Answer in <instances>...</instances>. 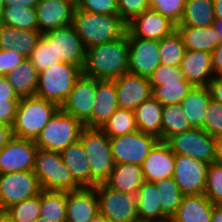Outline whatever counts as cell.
I'll return each instance as SVG.
<instances>
[{"label": "cell", "mask_w": 222, "mask_h": 222, "mask_svg": "<svg viewBox=\"0 0 222 222\" xmlns=\"http://www.w3.org/2000/svg\"><path fill=\"white\" fill-rule=\"evenodd\" d=\"M128 29L119 39L86 49L82 73L99 80H113L128 72Z\"/></svg>", "instance_id": "6da1fadb"}, {"label": "cell", "mask_w": 222, "mask_h": 222, "mask_svg": "<svg viewBox=\"0 0 222 222\" xmlns=\"http://www.w3.org/2000/svg\"><path fill=\"white\" fill-rule=\"evenodd\" d=\"M72 25L86 49L119 39L127 30L119 15L96 14L76 7Z\"/></svg>", "instance_id": "7a4b0ae2"}, {"label": "cell", "mask_w": 222, "mask_h": 222, "mask_svg": "<svg viewBox=\"0 0 222 222\" xmlns=\"http://www.w3.org/2000/svg\"><path fill=\"white\" fill-rule=\"evenodd\" d=\"M59 109L57 104L36 95L20 98L11 127L12 135L35 141L41 130Z\"/></svg>", "instance_id": "3957f363"}, {"label": "cell", "mask_w": 222, "mask_h": 222, "mask_svg": "<svg viewBox=\"0 0 222 222\" xmlns=\"http://www.w3.org/2000/svg\"><path fill=\"white\" fill-rule=\"evenodd\" d=\"M79 140L83 144L91 170V188L104 183L110 176L115 162L110 138L101 128L84 127Z\"/></svg>", "instance_id": "277c9868"}, {"label": "cell", "mask_w": 222, "mask_h": 222, "mask_svg": "<svg viewBox=\"0 0 222 222\" xmlns=\"http://www.w3.org/2000/svg\"><path fill=\"white\" fill-rule=\"evenodd\" d=\"M81 74L82 69L78 65L56 62L39 72L35 95L60 107Z\"/></svg>", "instance_id": "5b68a950"}, {"label": "cell", "mask_w": 222, "mask_h": 222, "mask_svg": "<svg viewBox=\"0 0 222 222\" xmlns=\"http://www.w3.org/2000/svg\"><path fill=\"white\" fill-rule=\"evenodd\" d=\"M33 171L42 190L70 192L81 189L63 163L60 152L38 148Z\"/></svg>", "instance_id": "8992f818"}, {"label": "cell", "mask_w": 222, "mask_h": 222, "mask_svg": "<svg viewBox=\"0 0 222 222\" xmlns=\"http://www.w3.org/2000/svg\"><path fill=\"white\" fill-rule=\"evenodd\" d=\"M84 127L75 117L59 109L41 130L35 144L41 149L62 152L79 140Z\"/></svg>", "instance_id": "52a82bcc"}, {"label": "cell", "mask_w": 222, "mask_h": 222, "mask_svg": "<svg viewBox=\"0 0 222 222\" xmlns=\"http://www.w3.org/2000/svg\"><path fill=\"white\" fill-rule=\"evenodd\" d=\"M94 188L98 198L99 213L110 222H139L137 195L114 190L105 183H99Z\"/></svg>", "instance_id": "ba28073f"}, {"label": "cell", "mask_w": 222, "mask_h": 222, "mask_svg": "<svg viewBox=\"0 0 222 222\" xmlns=\"http://www.w3.org/2000/svg\"><path fill=\"white\" fill-rule=\"evenodd\" d=\"M165 142L175 155H187L208 164L215 162L214 137L203 128L193 127L176 133Z\"/></svg>", "instance_id": "9c48e42d"}, {"label": "cell", "mask_w": 222, "mask_h": 222, "mask_svg": "<svg viewBox=\"0 0 222 222\" xmlns=\"http://www.w3.org/2000/svg\"><path fill=\"white\" fill-rule=\"evenodd\" d=\"M42 188L34 171L0 174V210L40 194Z\"/></svg>", "instance_id": "30bf717a"}, {"label": "cell", "mask_w": 222, "mask_h": 222, "mask_svg": "<svg viewBox=\"0 0 222 222\" xmlns=\"http://www.w3.org/2000/svg\"><path fill=\"white\" fill-rule=\"evenodd\" d=\"M97 79L81 74L75 81L60 109L79 120L85 127L92 128V109L96 95Z\"/></svg>", "instance_id": "8fae6325"}, {"label": "cell", "mask_w": 222, "mask_h": 222, "mask_svg": "<svg viewBox=\"0 0 222 222\" xmlns=\"http://www.w3.org/2000/svg\"><path fill=\"white\" fill-rule=\"evenodd\" d=\"M159 141L155 136L140 130L116 138H110L111 152L115 164L133 163L142 165L150 150Z\"/></svg>", "instance_id": "7c38bea8"}, {"label": "cell", "mask_w": 222, "mask_h": 222, "mask_svg": "<svg viewBox=\"0 0 222 222\" xmlns=\"http://www.w3.org/2000/svg\"><path fill=\"white\" fill-rule=\"evenodd\" d=\"M42 35L53 44L57 62L71 63L83 69L86 48L72 24Z\"/></svg>", "instance_id": "4fadbf2b"}, {"label": "cell", "mask_w": 222, "mask_h": 222, "mask_svg": "<svg viewBox=\"0 0 222 222\" xmlns=\"http://www.w3.org/2000/svg\"><path fill=\"white\" fill-rule=\"evenodd\" d=\"M128 72L150 78L160 66L158 41L135 37L128 30Z\"/></svg>", "instance_id": "5bb4252c"}, {"label": "cell", "mask_w": 222, "mask_h": 222, "mask_svg": "<svg viewBox=\"0 0 222 222\" xmlns=\"http://www.w3.org/2000/svg\"><path fill=\"white\" fill-rule=\"evenodd\" d=\"M37 149L34 140L13 136L0 150V174L34 170Z\"/></svg>", "instance_id": "9a60e30c"}, {"label": "cell", "mask_w": 222, "mask_h": 222, "mask_svg": "<svg viewBox=\"0 0 222 222\" xmlns=\"http://www.w3.org/2000/svg\"><path fill=\"white\" fill-rule=\"evenodd\" d=\"M208 163L175 155L173 179L184 195L204 194Z\"/></svg>", "instance_id": "2e32d148"}, {"label": "cell", "mask_w": 222, "mask_h": 222, "mask_svg": "<svg viewBox=\"0 0 222 222\" xmlns=\"http://www.w3.org/2000/svg\"><path fill=\"white\" fill-rule=\"evenodd\" d=\"M113 80L119 108L133 111L152 96L149 78L127 72Z\"/></svg>", "instance_id": "e0dca14e"}, {"label": "cell", "mask_w": 222, "mask_h": 222, "mask_svg": "<svg viewBox=\"0 0 222 222\" xmlns=\"http://www.w3.org/2000/svg\"><path fill=\"white\" fill-rule=\"evenodd\" d=\"M76 4L71 0H39L35 9L41 34L72 24Z\"/></svg>", "instance_id": "ac0fdd59"}, {"label": "cell", "mask_w": 222, "mask_h": 222, "mask_svg": "<svg viewBox=\"0 0 222 222\" xmlns=\"http://www.w3.org/2000/svg\"><path fill=\"white\" fill-rule=\"evenodd\" d=\"M127 29L135 37L159 41L176 30V25L149 8L128 23Z\"/></svg>", "instance_id": "d6986e66"}, {"label": "cell", "mask_w": 222, "mask_h": 222, "mask_svg": "<svg viewBox=\"0 0 222 222\" xmlns=\"http://www.w3.org/2000/svg\"><path fill=\"white\" fill-rule=\"evenodd\" d=\"M180 68L193 87H208L214 77L212 56L206 51L186 49Z\"/></svg>", "instance_id": "ffe728a7"}, {"label": "cell", "mask_w": 222, "mask_h": 222, "mask_svg": "<svg viewBox=\"0 0 222 222\" xmlns=\"http://www.w3.org/2000/svg\"><path fill=\"white\" fill-rule=\"evenodd\" d=\"M175 154L165 141H158L150 150L141 167L145 181L156 182L173 177Z\"/></svg>", "instance_id": "44dd1931"}, {"label": "cell", "mask_w": 222, "mask_h": 222, "mask_svg": "<svg viewBox=\"0 0 222 222\" xmlns=\"http://www.w3.org/2000/svg\"><path fill=\"white\" fill-rule=\"evenodd\" d=\"M99 213L95 188L66 192V222H89Z\"/></svg>", "instance_id": "7402d4cb"}, {"label": "cell", "mask_w": 222, "mask_h": 222, "mask_svg": "<svg viewBox=\"0 0 222 222\" xmlns=\"http://www.w3.org/2000/svg\"><path fill=\"white\" fill-rule=\"evenodd\" d=\"M118 108L114 80L97 79L96 95L92 109V128H101Z\"/></svg>", "instance_id": "603a6c76"}, {"label": "cell", "mask_w": 222, "mask_h": 222, "mask_svg": "<svg viewBox=\"0 0 222 222\" xmlns=\"http://www.w3.org/2000/svg\"><path fill=\"white\" fill-rule=\"evenodd\" d=\"M213 207L214 204L205 194L184 195L171 220L174 222H211Z\"/></svg>", "instance_id": "cb8c5ba5"}, {"label": "cell", "mask_w": 222, "mask_h": 222, "mask_svg": "<svg viewBox=\"0 0 222 222\" xmlns=\"http://www.w3.org/2000/svg\"><path fill=\"white\" fill-rule=\"evenodd\" d=\"M63 163L81 188H91V170L80 140L60 152Z\"/></svg>", "instance_id": "d4e9b609"}, {"label": "cell", "mask_w": 222, "mask_h": 222, "mask_svg": "<svg viewBox=\"0 0 222 222\" xmlns=\"http://www.w3.org/2000/svg\"><path fill=\"white\" fill-rule=\"evenodd\" d=\"M144 181L141 165L120 163L115 164L109 178L104 183L114 190L137 195L138 189Z\"/></svg>", "instance_id": "484cf974"}, {"label": "cell", "mask_w": 222, "mask_h": 222, "mask_svg": "<svg viewBox=\"0 0 222 222\" xmlns=\"http://www.w3.org/2000/svg\"><path fill=\"white\" fill-rule=\"evenodd\" d=\"M41 35L39 31L21 30L0 24V49H11L28 58Z\"/></svg>", "instance_id": "4316f807"}, {"label": "cell", "mask_w": 222, "mask_h": 222, "mask_svg": "<svg viewBox=\"0 0 222 222\" xmlns=\"http://www.w3.org/2000/svg\"><path fill=\"white\" fill-rule=\"evenodd\" d=\"M139 222H164L169 219L161 209L159 190L154 182L144 181L138 189Z\"/></svg>", "instance_id": "83f0119b"}, {"label": "cell", "mask_w": 222, "mask_h": 222, "mask_svg": "<svg viewBox=\"0 0 222 222\" xmlns=\"http://www.w3.org/2000/svg\"><path fill=\"white\" fill-rule=\"evenodd\" d=\"M163 105L152 95L138 106L134 112L138 130L153 135L161 141Z\"/></svg>", "instance_id": "f1b7e54d"}, {"label": "cell", "mask_w": 222, "mask_h": 222, "mask_svg": "<svg viewBox=\"0 0 222 222\" xmlns=\"http://www.w3.org/2000/svg\"><path fill=\"white\" fill-rule=\"evenodd\" d=\"M176 29L182 36L185 48L189 50L212 53L221 42L214 25L206 27L177 25Z\"/></svg>", "instance_id": "f546056e"}, {"label": "cell", "mask_w": 222, "mask_h": 222, "mask_svg": "<svg viewBox=\"0 0 222 222\" xmlns=\"http://www.w3.org/2000/svg\"><path fill=\"white\" fill-rule=\"evenodd\" d=\"M211 94L208 87H192L181 102L183 113L192 127L203 128Z\"/></svg>", "instance_id": "4dcf8cb0"}, {"label": "cell", "mask_w": 222, "mask_h": 222, "mask_svg": "<svg viewBox=\"0 0 222 222\" xmlns=\"http://www.w3.org/2000/svg\"><path fill=\"white\" fill-rule=\"evenodd\" d=\"M6 77L19 98L35 95L39 72L27 58Z\"/></svg>", "instance_id": "1f68e13d"}, {"label": "cell", "mask_w": 222, "mask_h": 222, "mask_svg": "<svg viewBox=\"0 0 222 222\" xmlns=\"http://www.w3.org/2000/svg\"><path fill=\"white\" fill-rule=\"evenodd\" d=\"M213 0H186L184 14L178 25L206 27L215 22Z\"/></svg>", "instance_id": "d6a6232c"}, {"label": "cell", "mask_w": 222, "mask_h": 222, "mask_svg": "<svg viewBox=\"0 0 222 222\" xmlns=\"http://www.w3.org/2000/svg\"><path fill=\"white\" fill-rule=\"evenodd\" d=\"M0 24L21 30L38 31V19L35 8L4 7Z\"/></svg>", "instance_id": "836d02e7"}, {"label": "cell", "mask_w": 222, "mask_h": 222, "mask_svg": "<svg viewBox=\"0 0 222 222\" xmlns=\"http://www.w3.org/2000/svg\"><path fill=\"white\" fill-rule=\"evenodd\" d=\"M193 128L183 113L180 104L164 105L162 107L161 141H166L176 133Z\"/></svg>", "instance_id": "e575fe53"}, {"label": "cell", "mask_w": 222, "mask_h": 222, "mask_svg": "<svg viewBox=\"0 0 222 222\" xmlns=\"http://www.w3.org/2000/svg\"><path fill=\"white\" fill-rule=\"evenodd\" d=\"M40 217L50 222H66V192L42 190Z\"/></svg>", "instance_id": "d590c367"}, {"label": "cell", "mask_w": 222, "mask_h": 222, "mask_svg": "<svg viewBox=\"0 0 222 222\" xmlns=\"http://www.w3.org/2000/svg\"><path fill=\"white\" fill-rule=\"evenodd\" d=\"M158 45L161 64L180 67L186 48L177 29L159 40Z\"/></svg>", "instance_id": "8d00e7d4"}, {"label": "cell", "mask_w": 222, "mask_h": 222, "mask_svg": "<svg viewBox=\"0 0 222 222\" xmlns=\"http://www.w3.org/2000/svg\"><path fill=\"white\" fill-rule=\"evenodd\" d=\"M154 183L159 190L162 212L171 219L178 210L184 194L180 191L173 177H167Z\"/></svg>", "instance_id": "74e56055"}, {"label": "cell", "mask_w": 222, "mask_h": 222, "mask_svg": "<svg viewBox=\"0 0 222 222\" xmlns=\"http://www.w3.org/2000/svg\"><path fill=\"white\" fill-rule=\"evenodd\" d=\"M101 129L109 138H116L137 131L134 112L129 109L118 108Z\"/></svg>", "instance_id": "f35d334b"}, {"label": "cell", "mask_w": 222, "mask_h": 222, "mask_svg": "<svg viewBox=\"0 0 222 222\" xmlns=\"http://www.w3.org/2000/svg\"><path fill=\"white\" fill-rule=\"evenodd\" d=\"M20 98L6 76H0V123L13 125Z\"/></svg>", "instance_id": "ab89813d"}, {"label": "cell", "mask_w": 222, "mask_h": 222, "mask_svg": "<svg viewBox=\"0 0 222 222\" xmlns=\"http://www.w3.org/2000/svg\"><path fill=\"white\" fill-rule=\"evenodd\" d=\"M41 192L37 196L23 200L4 212L12 222H33L40 217Z\"/></svg>", "instance_id": "60d3db41"}, {"label": "cell", "mask_w": 222, "mask_h": 222, "mask_svg": "<svg viewBox=\"0 0 222 222\" xmlns=\"http://www.w3.org/2000/svg\"><path fill=\"white\" fill-rule=\"evenodd\" d=\"M193 86L185 79L181 82L165 83L162 86H155L152 95L164 106L181 104L184 97Z\"/></svg>", "instance_id": "b9f144b4"}, {"label": "cell", "mask_w": 222, "mask_h": 222, "mask_svg": "<svg viewBox=\"0 0 222 222\" xmlns=\"http://www.w3.org/2000/svg\"><path fill=\"white\" fill-rule=\"evenodd\" d=\"M27 59L32 63L38 72L47 69L57 62L55 60L53 44H50L43 35H41L37 41L36 47L33 49Z\"/></svg>", "instance_id": "7bdbcfd3"}, {"label": "cell", "mask_w": 222, "mask_h": 222, "mask_svg": "<svg viewBox=\"0 0 222 222\" xmlns=\"http://www.w3.org/2000/svg\"><path fill=\"white\" fill-rule=\"evenodd\" d=\"M204 194L214 205H222V164L208 165Z\"/></svg>", "instance_id": "ee69618b"}, {"label": "cell", "mask_w": 222, "mask_h": 222, "mask_svg": "<svg viewBox=\"0 0 222 222\" xmlns=\"http://www.w3.org/2000/svg\"><path fill=\"white\" fill-rule=\"evenodd\" d=\"M186 0H149L150 9L167 17L176 26L184 14Z\"/></svg>", "instance_id": "f6af8a7d"}, {"label": "cell", "mask_w": 222, "mask_h": 222, "mask_svg": "<svg viewBox=\"0 0 222 222\" xmlns=\"http://www.w3.org/2000/svg\"><path fill=\"white\" fill-rule=\"evenodd\" d=\"M203 129L214 138L222 135V104L210 100L204 116Z\"/></svg>", "instance_id": "bcb514c9"}, {"label": "cell", "mask_w": 222, "mask_h": 222, "mask_svg": "<svg viewBox=\"0 0 222 222\" xmlns=\"http://www.w3.org/2000/svg\"><path fill=\"white\" fill-rule=\"evenodd\" d=\"M149 79L153 89L155 86H162L165 83L181 82L185 78L180 67L160 64Z\"/></svg>", "instance_id": "7dc6e473"}, {"label": "cell", "mask_w": 222, "mask_h": 222, "mask_svg": "<svg viewBox=\"0 0 222 222\" xmlns=\"http://www.w3.org/2000/svg\"><path fill=\"white\" fill-rule=\"evenodd\" d=\"M76 8L96 14L118 15V0H78Z\"/></svg>", "instance_id": "c3c4849f"}, {"label": "cell", "mask_w": 222, "mask_h": 222, "mask_svg": "<svg viewBox=\"0 0 222 222\" xmlns=\"http://www.w3.org/2000/svg\"><path fill=\"white\" fill-rule=\"evenodd\" d=\"M149 8V0H118V15L126 24Z\"/></svg>", "instance_id": "681fc988"}, {"label": "cell", "mask_w": 222, "mask_h": 222, "mask_svg": "<svg viewBox=\"0 0 222 222\" xmlns=\"http://www.w3.org/2000/svg\"><path fill=\"white\" fill-rule=\"evenodd\" d=\"M26 57L17 54L14 50L0 49V76H6L13 69L17 68Z\"/></svg>", "instance_id": "f907efd6"}, {"label": "cell", "mask_w": 222, "mask_h": 222, "mask_svg": "<svg viewBox=\"0 0 222 222\" xmlns=\"http://www.w3.org/2000/svg\"><path fill=\"white\" fill-rule=\"evenodd\" d=\"M208 88L211 99L222 104V76H214Z\"/></svg>", "instance_id": "816d5d0a"}, {"label": "cell", "mask_w": 222, "mask_h": 222, "mask_svg": "<svg viewBox=\"0 0 222 222\" xmlns=\"http://www.w3.org/2000/svg\"><path fill=\"white\" fill-rule=\"evenodd\" d=\"M214 76H222V42L211 53Z\"/></svg>", "instance_id": "f5cc1de1"}, {"label": "cell", "mask_w": 222, "mask_h": 222, "mask_svg": "<svg viewBox=\"0 0 222 222\" xmlns=\"http://www.w3.org/2000/svg\"><path fill=\"white\" fill-rule=\"evenodd\" d=\"M39 0H4L5 7L35 8Z\"/></svg>", "instance_id": "db71d44e"}, {"label": "cell", "mask_w": 222, "mask_h": 222, "mask_svg": "<svg viewBox=\"0 0 222 222\" xmlns=\"http://www.w3.org/2000/svg\"><path fill=\"white\" fill-rule=\"evenodd\" d=\"M13 137L12 128L6 124L0 123V150L8 143Z\"/></svg>", "instance_id": "11a10c76"}, {"label": "cell", "mask_w": 222, "mask_h": 222, "mask_svg": "<svg viewBox=\"0 0 222 222\" xmlns=\"http://www.w3.org/2000/svg\"><path fill=\"white\" fill-rule=\"evenodd\" d=\"M215 140V162L222 164V135L214 138Z\"/></svg>", "instance_id": "9f6ffc18"}, {"label": "cell", "mask_w": 222, "mask_h": 222, "mask_svg": "<svg viewBox=\"0 0 222 222\" xmlns=\"http://www.w3.org/2000/svg\"><path fill=\"white\" fill-rule=\"evenodd\" d=\"M211 222H222V205H214Z\"/></svg>", "instance_id": "6f0895ef"}, {"label": "cell", "mask_w": 222, "mask_h": 222, "mask_svg": "<svg viewBox=\"0 0 222 222\" xmlns=\"http://www.w3.org/2000/svg\"><path fill=\"white\" fill-rule=\"evenodd\" d=\"M215 20H222V0H213Z\"/></svg>", "instance_id": "680465c9"}, {"label": "cell", "mask_w": 222, "mask_h": 222, "mask_svg": "<svg viewBox=\"0 0 222 222\" xmlns=\"http://www.w3.org/2000/svg\"><path fill=\"white\" fill-rule=\"evenodd\" d=\"M213 25H214L216 32L219 35L220 40L222 42V20H215Z\"/></svg>", "instance_id": "91938a15"}, {"label": "cell", "mask_w": 222, "mask_h": 222, "mask_svg": "<svg viewBox=\"0 0 222 222\" xmlns=\"http://www.w3.org/2000/svg\"><path fill=\"white\" fill-rule=\"evenodd\" d=\"M89 222H110L105 216H103L101 213H98L93 219H91Z\"/></svg>", "instance_id": "94428289"}, {"label": "cell", "mask_w": 222, "mask_h": 222, "mask_svg": "<svg viewBox=\"0 0 222 222\" xmlns=\"http://www.w3.org/2000/svg\"><path fill=\"white\" fill-rule=\"evenodd\" d=\"M0 222H12L5 212H0Z\"/></svg>", "instance_id": "6125c7cd"}, {"label": "cell", "mask_w": 222, "mask_h": 222, "mask_svg": "<svg viewBox=\"0 0 222 222\" xmlns=\"http://www.w3.org/2000/svg\"><path fill=\"white\" fill-rule=\"evenodd\" d=\"M4 7H5L4 0H0V17H1L2 10L4 9Z\"/></svg>", "instance_id": "be15d7a7"}, {"label": "cell", "mask_w": 222, "mask_h": 222, "mask_svg": "<svg viewBox=\"0 0 222 222\" xmlns=\"http://www.w3.org/2000/svg\"><path fill=\"white\" fill-rule=\"evenodd\" d=\"M33 222H50V221H48V220L45 219V218L39 217L38 219H36V220L33 221Z\"/></svg>", "instance_id": "e7e4bbea"}, {"label": "cell", "mask_w": 222, "mask_h": 222, "mask_svg": "<svg viewBox=\"0 0 222 222\" xmlns=\"http://www.w3.org/2000/svg\"><path fill=\"white\" fill-rule=\"evenodd\" d=\"M164 222H174V221H172L171 219H167V220L164 221Z\"/></svg>", "instance_id": "03108f58"}, {"label": "cell", "mask_w": 222, "mask_h": 222, "mask_svg": "<svg viewBox=\"0 0 222 222\" xmlns=\"http://www.w3.org/2000/svg\"><path fill=\"white\" fill-rule=\"evenodd\" d=\"M72 2H74L75 4L78 2V0H71Z\"/></svg>", "instance_id": "003e7915"}]
</instances>
